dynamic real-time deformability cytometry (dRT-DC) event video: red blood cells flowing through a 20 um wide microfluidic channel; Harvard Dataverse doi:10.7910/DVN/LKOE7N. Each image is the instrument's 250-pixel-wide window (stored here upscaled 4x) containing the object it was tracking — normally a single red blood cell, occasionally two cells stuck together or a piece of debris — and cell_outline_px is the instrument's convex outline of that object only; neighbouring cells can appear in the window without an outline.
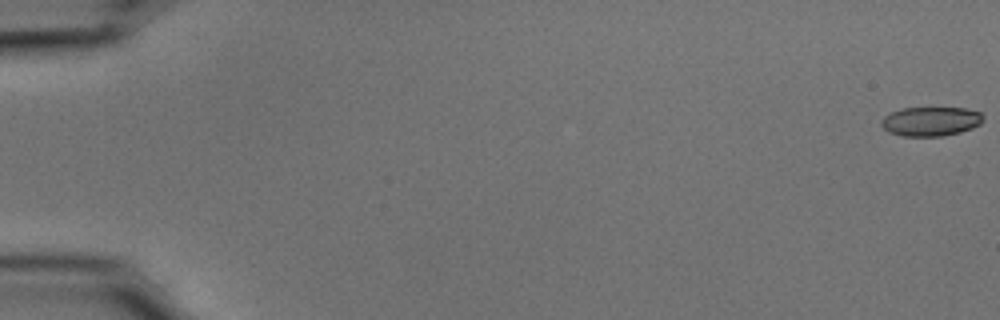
{"species": "common noctule bat (a hibernating species)", "species_latin": "Nyctalus noctula", "temperature_condition": "cold", "stored_images_in_passage": 56, "camera_frame_rate_fps": 3000, "um_per_image_px": 0.085, "animal": {"sex": "male", "body_mass_g": 15.6}, "frame": {"image": 1, "passage_image": 1, "time_ms": 0.0, "image_size_px": [1000, 320], "cell_outline_px": [[984, 120], [980, 124], [972, 128], [960, 132], [944, 136], [900, 136], [888, 132], [880, 124], [880, 120], [884, 116], [900, 108], [964, 108], [980, 112], [984, 116]], "centroid_in_image_um": [79.1, 10.32], "position_along_channel_um": 5.9, "area_um2": 17.51}}
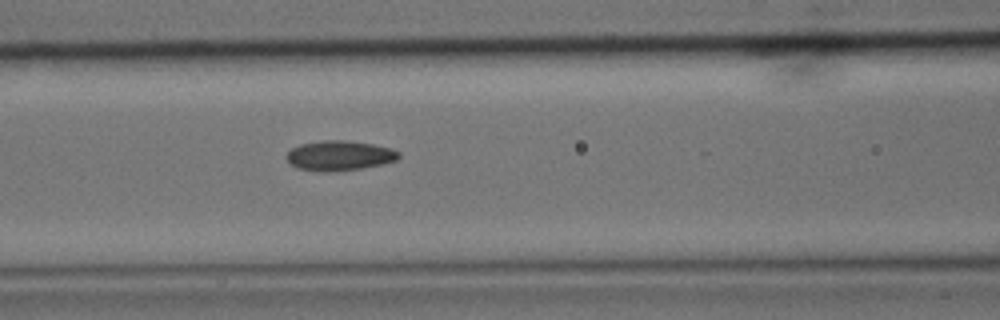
{"frame": {"image": 2, "passage_image": 25, "time_ms": 8.0, "image_size_px": [1000, 320], "cell_outline_px": [[400, 156], [396, 160], [384, 164], [360, 168], [324, 172], [320, 172], [296, 168], [284, 156], [292, 148], [300, 144], [324, 140], [344, 140], [372, 144], [388, 148], [400, 152]], "centroid_in_image_um": [28.82, 13.23], "position_along_channel_um": 137.8, "area_um2": 19.42}}
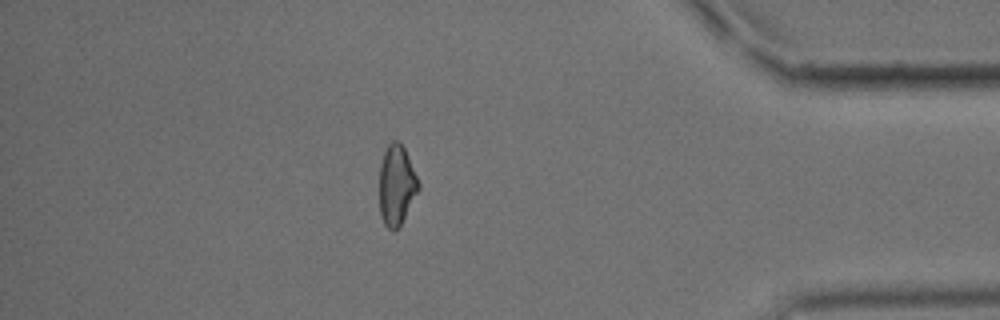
{"frame": {"image": 3, "passage_image": 49, "time_ms": 16.0, "image_size_px": [1000, 320], "cell_outline_px": [[420, 188], [400, 224], [392, 232], [384, 224], [380, 212], [380, 164], [384, 152], [388, 144], [392, 140], [400, 140], [404, 148], [420, 184]], "centroid_in_image_um": [33.7, 15.7], "position_along_channel_um": 401.5, "area_um2": 18.03}, "authors_computed_cell_mechanics": {"area_um2": 18.785, "velocity_mm_per_s": 3.7025, "shape_relaxation_time_tau1_ms": null, "shape_relaxation_time_tau2_ms": 3.058, "deformation_change_tau1": null, "deformation_change_tau2": 0.0805}}